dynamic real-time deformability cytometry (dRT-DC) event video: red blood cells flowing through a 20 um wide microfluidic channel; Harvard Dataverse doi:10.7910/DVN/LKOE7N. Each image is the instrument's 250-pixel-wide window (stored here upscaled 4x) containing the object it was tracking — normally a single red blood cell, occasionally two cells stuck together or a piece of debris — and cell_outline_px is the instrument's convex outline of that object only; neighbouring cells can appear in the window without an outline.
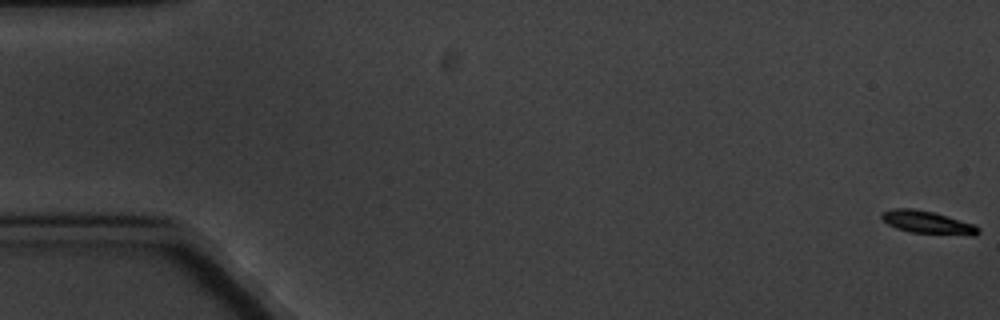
{"species": "common noctule bat (a hibernating species)", "species_latin": "Nyctalus noctula", "temperature_condition": "cold", "stored_images_in_passage": 6, "camera_frame_rate_fps": 3000, "um_per_image_px": 0.085, "animal": {"sex": "male", "body_mass_g": 20.1, "forearm_length_mm": 53.5}, "frame": {"image": 1, "passage_image": 1, "time_ms": 0.0, "image_size_px": [1000, 320], "cell_outline_px": [[980, 232], [972, 236], [912, 232], [896, 228], [888, 224], [880, 216], [884, 212], [892, 208], [912, 208], [932, 212], [972, 224], [980, 228]], "centroid_in_image_um": [78.83, 18.91], "position_along_channel_um": 6.2, "area_um2": 12.54}}
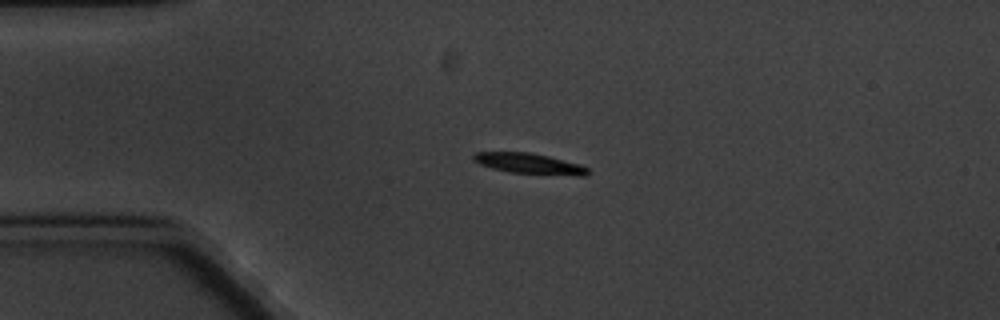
{"frame": {"image": 2, "passage_image": 5, "time_ms": 4.667, "image_size_px": [1000, 320], "cell_outline_px": [[588, 172], [584, 176], [576, 176], [508, 172], [492, 168], [480, 164], [472, 160], [472, 156], [476, 152], [528, 152], [548, 156], [580, 164], [588, 168]], "centroid_in_image_um": [44.98, 13.91], "position_along_channel_um": 40.0, "area_um2": 13.7}}